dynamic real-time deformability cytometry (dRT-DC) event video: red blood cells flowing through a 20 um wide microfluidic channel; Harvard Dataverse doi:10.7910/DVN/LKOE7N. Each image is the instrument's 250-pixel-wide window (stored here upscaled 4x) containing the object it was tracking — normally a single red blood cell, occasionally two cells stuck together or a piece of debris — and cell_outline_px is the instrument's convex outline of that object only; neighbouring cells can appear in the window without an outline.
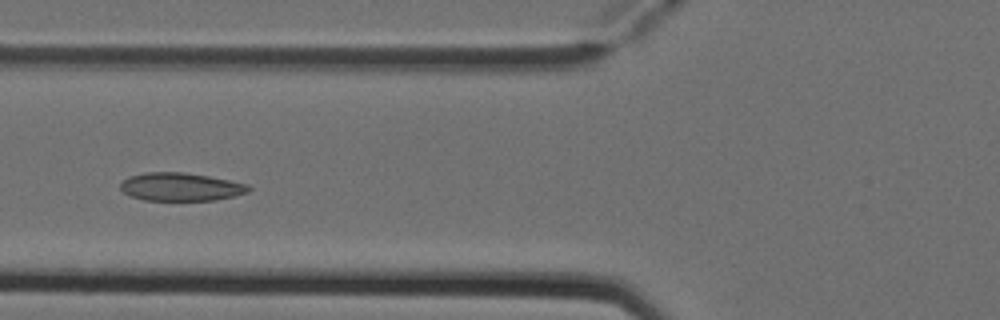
{"species": "Egyptian fruit bat (a non-hibernating species)", "species_latin": "Rousettus aegyptiacus", "temperature_condition": "cold", "stored_images_in_passage": 5, "camera_frame_rate_fps": 3000, "um_per_image_px": 0.085, "animal": {"sex": "female"}, "frame": {"image": 1, "passage_image": 5, "time_ms": 1.333, "image_size_px": [1000, 320], "cell_outline_px": [[252, 188], [248, 192], [216, 200], [144, 200], [128, 196], [120, 188], [120, 184], [128, 176], [144, 172], [184, 172], [208, 176], [248, 184]], "centroid_in_image_um": [15.33, 15.88], "position_along_channel_um": 110.5, "area_um2": 21.04}}